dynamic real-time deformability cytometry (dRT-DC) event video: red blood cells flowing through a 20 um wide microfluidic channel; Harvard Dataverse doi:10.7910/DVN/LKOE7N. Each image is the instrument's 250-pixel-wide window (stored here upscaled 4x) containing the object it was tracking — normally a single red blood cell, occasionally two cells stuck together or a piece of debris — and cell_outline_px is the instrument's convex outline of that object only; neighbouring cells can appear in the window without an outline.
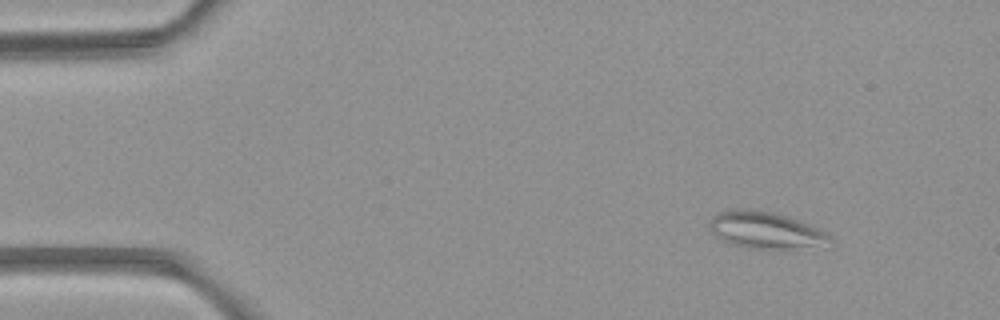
{"species": "common noctule bat (a hibernating species)", "species_latin": "Nyctalus noctula", "temperature_condition": "room temperature", "stored_images_in_passage": 5, "camera_frame_rate_fps": 3000, "um_per_image_px": 0.085, "animal": {"sex": "female", "body_mass_g": 21.9}, "frame": {"image": 1, "passage_image": 1, "time_ms": 0.0, "image_size_px": [1000, 320], "cell_outline_px": [[832, 240], [780, 252], [776, 252], [748, 248], [728, 244], [716, 236], [712, 232], [708, 224], [712, 216], [716, 212], [740, 208], [744, 208], [772, 212], [796, 220], [816, 228], [828, 236]], "centroid_in_image_um": [64.91, 19.59], "position_along_channel_um": 20.1, "area_um2": 25.72}}